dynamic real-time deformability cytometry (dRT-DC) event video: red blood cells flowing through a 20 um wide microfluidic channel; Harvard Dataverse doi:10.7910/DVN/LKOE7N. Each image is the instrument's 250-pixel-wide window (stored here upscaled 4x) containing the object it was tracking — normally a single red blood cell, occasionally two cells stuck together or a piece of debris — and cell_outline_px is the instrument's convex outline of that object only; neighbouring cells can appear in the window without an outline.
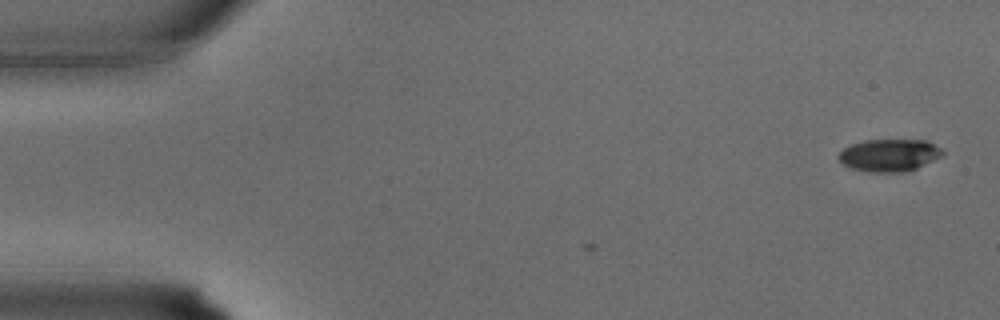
{"species": "common noctule bat (a hibernating species)", "species_latin": "Nyctalus noctula", "temperature_condition": "warm", "stored_images_in_passage": 2, "camera_frame_rate_fps": 3000, "um_per_image_px": 0.085, "animal": {"sex": "male", "body_mass_g": 15.6}, "frame": {"image": 1, "passage_image": 2, "time_ms": 0.333, "image_size_px": [1000, 320], "cell_outline_px": [[944, 152], [940, 156], [916, 168], [904, 172], [868, 172], [852, 168], [844, 164], [836, 156], [844, 148], [852, 144], [864, 140], [928, 140], [940, 148]], "centroid_in_image_um": [75.57, 13.18], "position_along_channel_um": 9.4, "area_um2": 19.42}}